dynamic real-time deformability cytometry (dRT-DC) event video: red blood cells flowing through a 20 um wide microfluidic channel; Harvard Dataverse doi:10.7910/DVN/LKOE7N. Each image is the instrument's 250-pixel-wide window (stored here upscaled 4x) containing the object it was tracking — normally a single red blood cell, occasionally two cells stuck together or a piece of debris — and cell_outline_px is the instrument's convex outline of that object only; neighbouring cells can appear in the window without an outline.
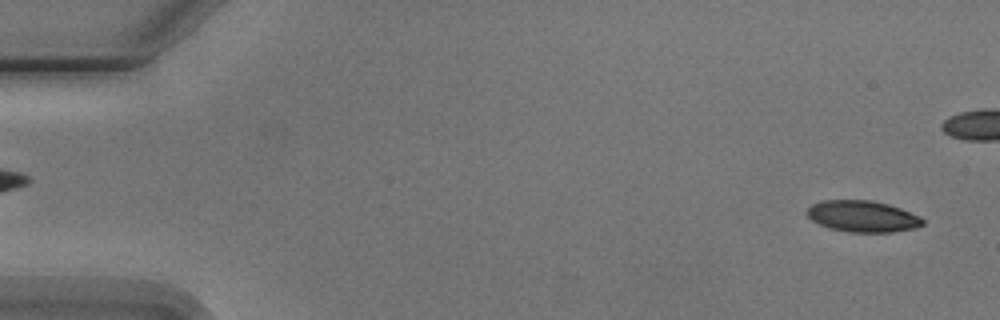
{"species": "Egyptian fruit bat (a non-hibernating species)", "species_latin": "Rousettus aegyptiacus", "temperature_condition": "cold", "stored_images_in_passage": 5, "camera_frame_rate_fps": 3000, "um_per_image_px": 0.085, "animal": {"sex": "male"}, "frame": {"image": 1, "passage_image": 5, "time_ms": 5.333, "image_size_px": [1000, 320], "cell_outline_px": [[924, 224], [916, 228], [892, 232], [848, 232], [828, 228], [812, 220], [808, 216], [808, 208], [812, 204], [824, 200], [872, 200], [888, 204], [900, 208], [920, 216], [924, 220]], "centroid_in_image_um": [73.35, 18.39], "position_along_channel_um": 11.7, "area_um2": 21.15}}